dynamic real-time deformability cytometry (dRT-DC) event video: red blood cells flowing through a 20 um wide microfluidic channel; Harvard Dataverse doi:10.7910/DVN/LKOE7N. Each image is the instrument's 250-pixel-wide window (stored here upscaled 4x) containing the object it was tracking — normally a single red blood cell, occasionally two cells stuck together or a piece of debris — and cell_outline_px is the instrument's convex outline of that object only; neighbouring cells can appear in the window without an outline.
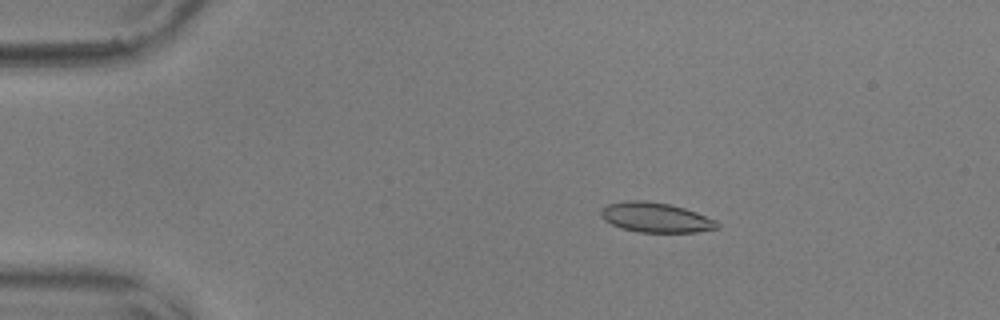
{"species": "common noctule bat (a hibernating species)", "species_latin": "Nyctalus noctula", "temperature_condition": "warm", "stored_images_in_passage": 57, "camera_frame_rate_fps": 3000, "um_per_image_px": 0.085, "animal": {"sex": "male", "body_mass_g": 17.9, "forearm_length_mm": 54.2}, "frame": {"image": 1, "passage_image": 11, "time_ms": 3.333, "image_size_px": [1000, 320], "cell_outline_px": [[720, 228], [696, 232], [640, 232], [620, 228], [604, 220], [600, 216], [600, 208], [608, 204], [628, 200], [644, 200], [668, 204], [684, 208], [696, 212], [716, 220], [720, 224]], "centroid_in_image_um": [55.72, 18.48], "position_along_channel_um": 29.3, "area_um2": 20.29}}
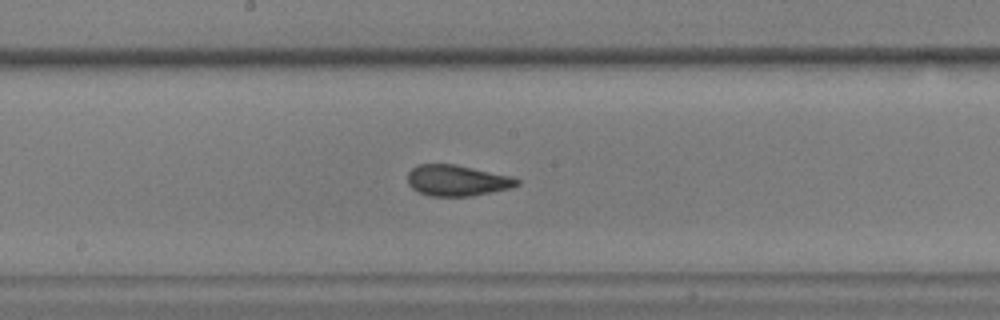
{"frame": {"image": 2, "passage_image": 31, "time_ms": 10.0, "image_size_px": [1000, 320], "cell_outline_px": [[520, 184], [512, 188], [492, 192], [468, 196], [428, 196], [412, 188], [408, 184], [408, 172], [412, 168], [420, 164], [456, 164], [512, 176], [520, 180]], "centroid_in_image_um": [38.87, 15.34], "position_along_channel_um": 209.3, "area_um2": 19.83}}
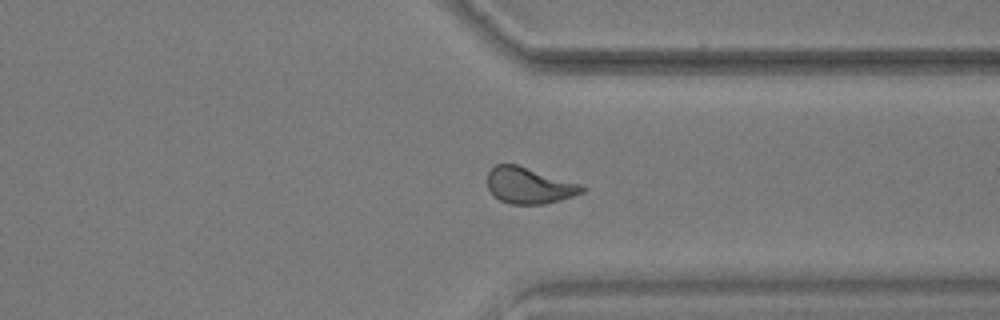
{"frame": {"image": 3, "passage_image": 44, "time_ms": 14.333, "image_size_px": [1000, 320], "cell_outline_px": [[584, 192], [560, 200], [544, 204], [512, 204], [500, 200], [492, 196], [488, 188], [488, 172], [496, 164], [516, 164], [584, 184]], "centroid_in_image_um": [44.99, 15.77], "position_along_channel_um": 366.4, "area_um2": 20.11}, "authors_computed_cell_mechanics": {"area_um2": 19.8832, "velocity_mm_per_s": 3.6334, "shape_relaxation_time_tau1_ms": null, "shape_relaxation_time_tau2_ms": 1.3038, "deformation_change_tau1": null, "deformation_change_tau2": 0.0785}}